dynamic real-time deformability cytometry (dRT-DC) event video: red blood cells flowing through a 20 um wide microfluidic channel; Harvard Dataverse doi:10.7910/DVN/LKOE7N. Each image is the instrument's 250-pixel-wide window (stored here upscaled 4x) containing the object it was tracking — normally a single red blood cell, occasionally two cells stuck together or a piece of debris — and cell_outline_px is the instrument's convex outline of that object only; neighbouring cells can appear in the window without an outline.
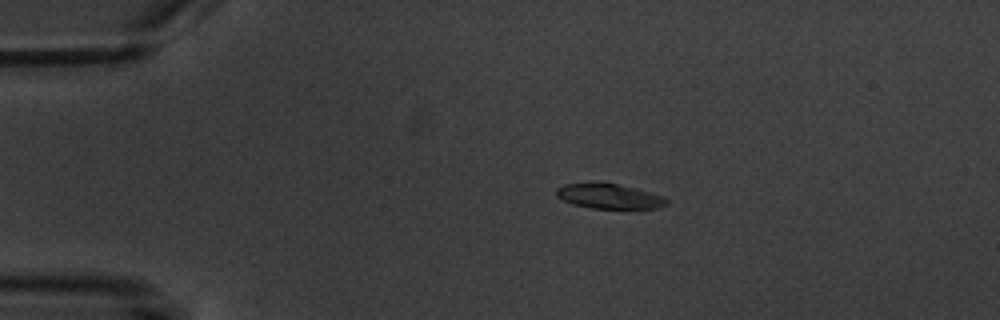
{"species": "common noctule bat (a hibernating species)", "species_latin": "Nyctalus noctula", "temperature_condition": "warm", "stored_images_in_passage": 2, "camera_frame_rate_fps": 3000, "um_per_image_px": 0.085, "animal": {"sex": "male", "body_mass_g": 20.1, "forearm_length_mm": 53.5}, "frame": {"image": 1, "passage_image": 1, "time_ms": 0.0, "image_size_px": [1000, 320], "cell_outline_px": [[668, 204], [656, 208], [592, 208], [572, 204], [556, 196], [556, 188], [564, 184], [616, 184], [664, 196], [668, 200]], "centroid_in_image_um": [51.78, 16.7], "position_along_channel_um": 33.2, "area_um2": 15.43}}